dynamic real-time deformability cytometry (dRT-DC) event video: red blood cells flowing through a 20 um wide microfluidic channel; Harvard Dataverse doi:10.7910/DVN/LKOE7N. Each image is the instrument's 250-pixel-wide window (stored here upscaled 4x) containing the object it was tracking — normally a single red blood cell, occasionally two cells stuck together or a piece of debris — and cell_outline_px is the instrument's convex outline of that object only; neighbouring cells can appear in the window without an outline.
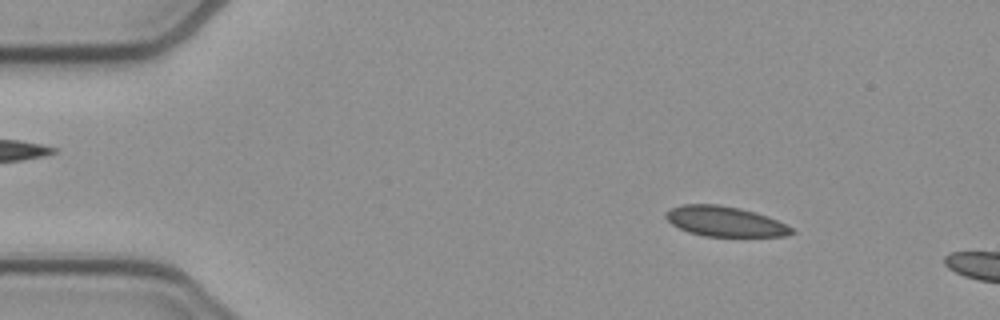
{"species": "common noctule bat (a hibernating species)", "species_latin": "Nyctalus noctula", "temperature_condition": "cold", "stored_images_in_passage": 10, "camera_frame_rate_fps": 3000, "um_per_image_px": 0.085, "animal": {"sex": "female", "body_mass_g": 21.9}, "frame": {"image": 1, "passage_image": 6, "time_ms": 1.667, "image_size_px": [1000, 320], "cell_outline_px": [[796, 232], [784, 236], [704, 236], [688, 232], [672, 224], [664, 216], [664, 212], [680, 204], [720, 204], [740, 208], [756, 212], [768, 216], [792, 228]], "centroid_in_image_um": [61.59, 18.81], "position_along_channel_um": 23.4, "area_um2": 22.08}}